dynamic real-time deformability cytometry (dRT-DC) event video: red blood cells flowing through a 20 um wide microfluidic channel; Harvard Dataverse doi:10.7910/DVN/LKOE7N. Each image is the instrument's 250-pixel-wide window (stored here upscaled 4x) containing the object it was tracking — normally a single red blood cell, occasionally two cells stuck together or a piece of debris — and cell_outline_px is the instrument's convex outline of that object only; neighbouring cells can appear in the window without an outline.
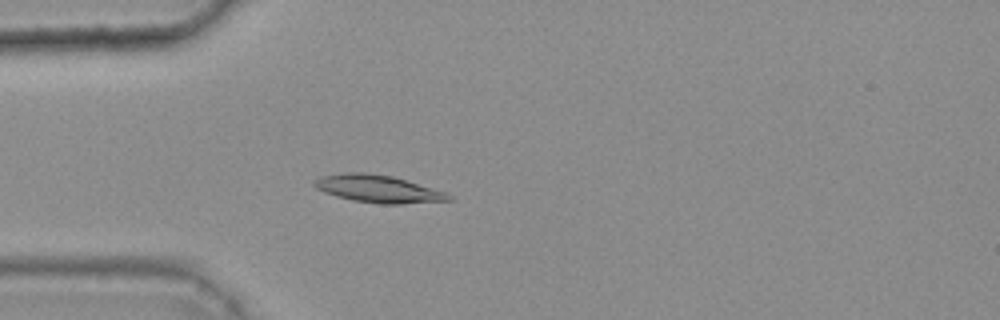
{"species": "common noctule bat (a hibernating species)", "species_latin": "Nyctalus noctula", "temperature_condition": "warm", "stored_images_in_passage": 33, "camera_frame_rate_fps": 3000, "um_per_image_px": 0.085, "animal": {"sex": "female", "body_mass_g": 25.1}, "frame": {"image": 1, "passage_image": 3, "time_ms": 0.667, "image_size_px": [1000, 320], "cell_outline_px": [[452, 200], [400, 204], [380, 204], [352, 200], [336, 196], [324, 192], [316, 188], [312, 184], [312, 180], [320, 176], [344, 172], [364, 172], [392, 176], [444, 192], [452, 196]], "centroid_in_image_um": [32.06, 16.05], "position_along_channel_um": 52.9, "area_um2": 21.44}}
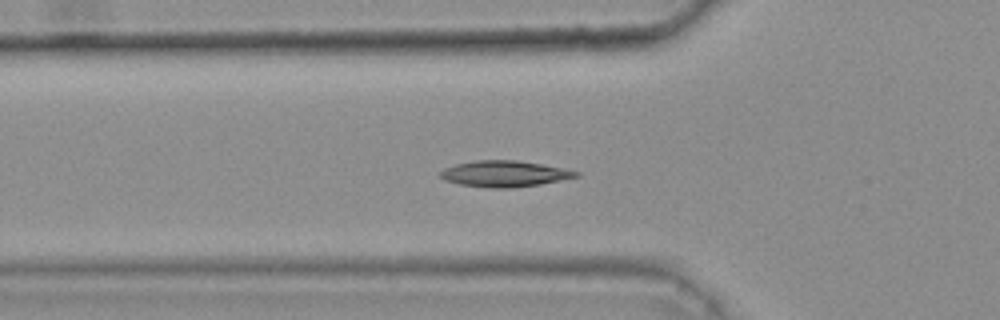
{"frame": {"image": 2, "passage_image": 6, "time_ms": 1.667, "image_size_px": [1000, 320], "cell_outline_px": [[580, 176], [540, 184], [512, 188], [492, 188], [460, 184], [444, 180], [436, 176], [444, 168], [456, 164], [476, 160], [516, 160], [564, 168], [580, 172]], "centroid_in_image_um": [42.85, 14.77], "position_along_channel_um": 82.9, "area_um2": 20.63}}
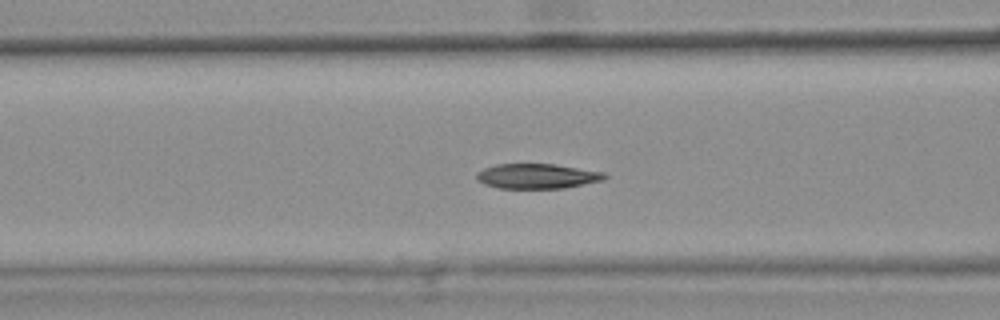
{"frame": {"image": 3, "passage_image": 9, "time_ms": 2.667, "image_size_px": [1000, 320], "cell_outline_px": [[608, 176], [604, 180], [564, 188], [500, 188], [484, 184], [476, 180], [476, 172], [484, 168], [496, 164], [556, 164], [604, 172]], "centroid_in_image_um": [45.65, 14.97], "position_along_channel_um": 121.0, "area_um2": 18.67}, "authors_computed_cell_mechanics": {"area_um2": 19.5364, "velocity_mm_per_s": 3.7734, "shape_relaxation_time_tau1_ms": 6.3958, "shape_relaxation_time_tau2_ms": 2.5639, "deformation_change_tau1": 0.1504, "deformation_change_tau2": 0.0634}}